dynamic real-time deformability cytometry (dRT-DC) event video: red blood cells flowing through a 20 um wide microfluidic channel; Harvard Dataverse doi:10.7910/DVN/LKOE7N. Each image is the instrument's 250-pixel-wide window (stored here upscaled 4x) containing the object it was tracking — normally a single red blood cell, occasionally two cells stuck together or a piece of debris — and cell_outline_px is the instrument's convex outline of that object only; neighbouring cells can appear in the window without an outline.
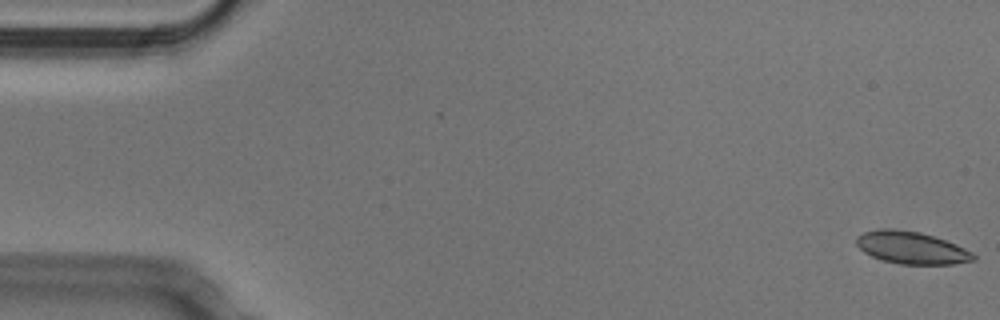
{"species": "Egyptian fruit bat (a non-hibernating species)", "species_latin": "Rousettus aegyptiacus", "temperature_condition": "cold", "stored_images_in_passage": 53, "camera_frame_rate_fps": 3000, "um_per_image_px": 0.085, "animal": {"sex": "male"}, "frame": {"image": 1, "passage_image": 1, "time_ms": 0.0, "image_size_px": [1000, 320], "cell_outline_px": [[976, 260], [952, 264], [900, 264], [884, 260], [872, 256], [864, 252], [856, 244], [856, 236], [864, 232], [884, 228], [892, 228], [920, 232], [956, 244], [972, 252], [976, 256]], "centroid_in_image_um": [77.47, 21.05], "position_along_channel_um": 7.5, "area_um2": 21.91}}
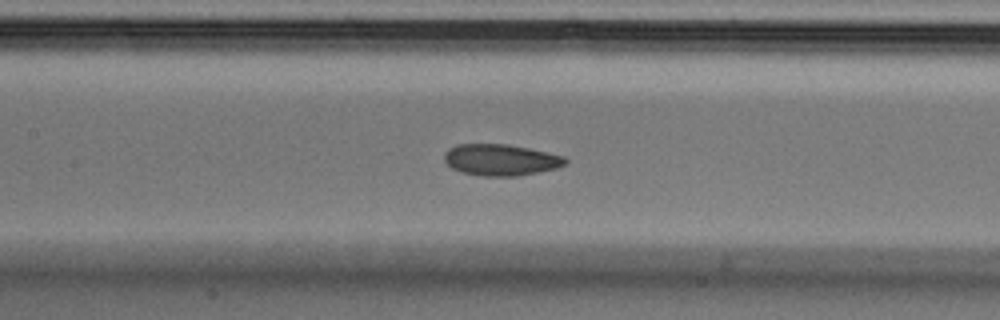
{"frame": {"image": 2, "passage_image": 24, "time_ms": 7.667, "image_size_px": [1000, 320], "cell_outline_px": [[568, 164], [556, 168], [516, 176], [484, 176], [460, 172], [452, 168], [444, 160], [444, 152], [448, 148], [456, 144], [508, 144], [548, 152], [564, 156], [568, 160]], "centroid_in_image_um": [42.56, 13.58], "position_along_channel_um": 164.8, "area_um2": 22.25}}
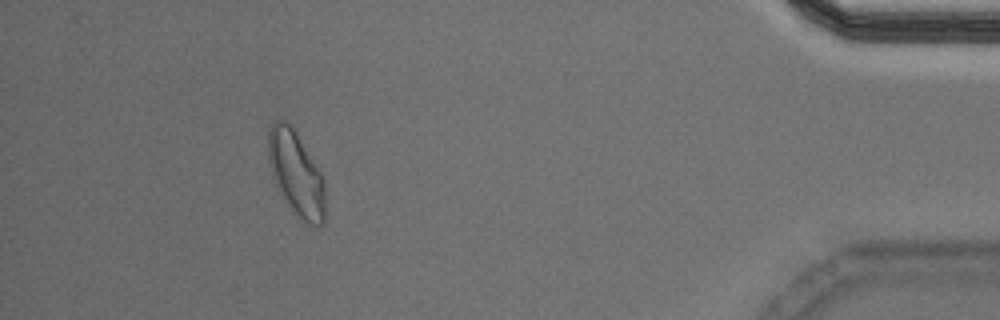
{"frame": {"image": 3, "passage_image": 48, "time_ms": 15.667, "image_size_px": [1000, 320], "cell_outline_px": [[324, 224], [316, 228], [300, 220], [292, 212], [276, 188], [272, 176], [268, 160], [268, 128], [276, 120], [284, 120], [296, 132], [324, 176]], "centroid_in_image_um": [25.16, 14.8], "position_along_channel_um": 410.0, "area_um2": 28.5}}